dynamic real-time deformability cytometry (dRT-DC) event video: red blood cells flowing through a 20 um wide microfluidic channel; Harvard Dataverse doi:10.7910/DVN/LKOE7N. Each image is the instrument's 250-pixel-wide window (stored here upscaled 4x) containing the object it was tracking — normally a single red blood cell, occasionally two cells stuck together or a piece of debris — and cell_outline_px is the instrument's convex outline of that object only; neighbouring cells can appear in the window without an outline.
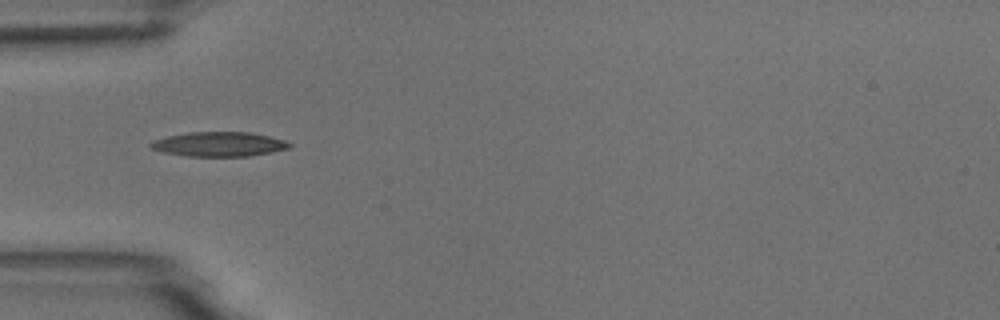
{"species": "common noctule bat (a hibernating species)", "species_latin": "Nyctalus noctula", "temperature_condition": "room temperature", "stored_images_in_passage": 3, "camera_frame_rate_fps": 3000, "um_per_image_px": 0.085, "animal": {"sex": "male", "body_mass_g": 18.8}, "frame": {"image": 1, "passage_image": 1, "time_ms": 0.0, "image_size_px": [1000, 320], "cell_outline_px": [[292, 144], [288, 148], [272, 152], [248, 156], [188, 156], [160, 152], [152, 148], [148, 144], [156, 140], [168, 136], [188, 132], [252, 132], [284, 140]], "centroid_in_image_um": [18.61, 12.25], "position_along_channel_um": 66.4, "area_um2": 19.71}}